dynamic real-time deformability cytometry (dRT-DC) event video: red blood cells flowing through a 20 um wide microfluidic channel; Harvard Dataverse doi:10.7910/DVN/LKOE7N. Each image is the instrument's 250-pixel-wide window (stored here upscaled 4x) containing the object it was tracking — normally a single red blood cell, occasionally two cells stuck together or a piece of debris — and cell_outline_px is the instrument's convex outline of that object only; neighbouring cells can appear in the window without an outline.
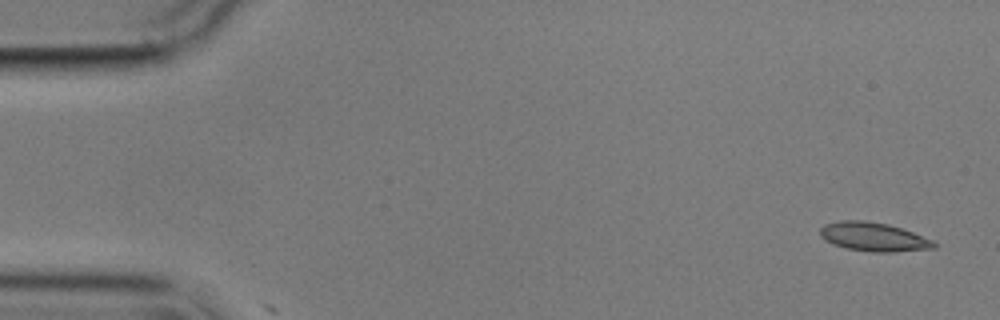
{"species": "common noctule bat (a hibernating species)", "species_latin": "Nyctalus noctula", "temperature_condition": "cold", "stored_images_in_passage": 2, "camera_frame_rate_fps": 3000, "um_per_image_px": 0.085, "animal": {"sex": "male", "body_mass_g": 17.9}, "frame": {"image": 1, "passage_image": 1, "time_ms": 0.0, "image_size_px": [1000, 320], "cell_outline_px": [[936, 248], [896, 252], [872, 252], [844, 248], [832, 244], [820, 236], [820, 228], [824, 224], [840, 220], [864, 220], [888, 224], [912, 232], [932, 240], [936, 244]], "centroid_in_image_um": [74.22, 20.13], "position_along_channel_um": 10.8, "area_um2": 19.19}}